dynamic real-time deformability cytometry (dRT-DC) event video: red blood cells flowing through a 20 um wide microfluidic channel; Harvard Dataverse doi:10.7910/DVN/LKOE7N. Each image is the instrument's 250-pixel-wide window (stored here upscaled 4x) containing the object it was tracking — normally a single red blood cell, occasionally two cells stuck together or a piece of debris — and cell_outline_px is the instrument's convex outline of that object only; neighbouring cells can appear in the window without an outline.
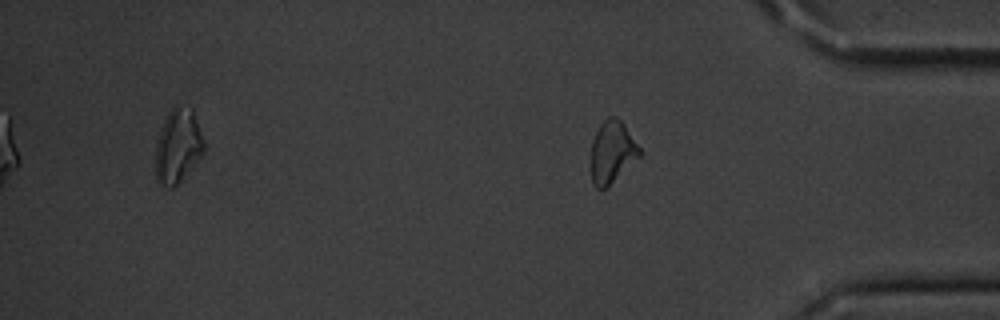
{"species": "common noctule bat (a hibernating species)", "species_latin": "Nyctalus noctula", "temperature_condition": "cold", "stored_images_in_passage": 11, "segment_of_instrument_passage": [2, 2], "camera_frame_rate_fps": 3000, "um_per_image_px": 0.085, "animal": {"sex": "male", "body_mass_g": 20.1, "forearm_length_mm": 53.5}, "frame": {"image": 1, "passage_image": 11, "time_ms": 3.333, "image_size_px": [1000, 320], "cell_outline_px": [[640, 156], [604, 188], [596, 188], [592, 180], [592, 140], [600, 124], [608, 116], [616, 116], [624, 124], [640, 148]], "centroid_in_image_um": [52.02, 12.86], "position_along_channel_um": 383.2, "area_um2": 16.99}}